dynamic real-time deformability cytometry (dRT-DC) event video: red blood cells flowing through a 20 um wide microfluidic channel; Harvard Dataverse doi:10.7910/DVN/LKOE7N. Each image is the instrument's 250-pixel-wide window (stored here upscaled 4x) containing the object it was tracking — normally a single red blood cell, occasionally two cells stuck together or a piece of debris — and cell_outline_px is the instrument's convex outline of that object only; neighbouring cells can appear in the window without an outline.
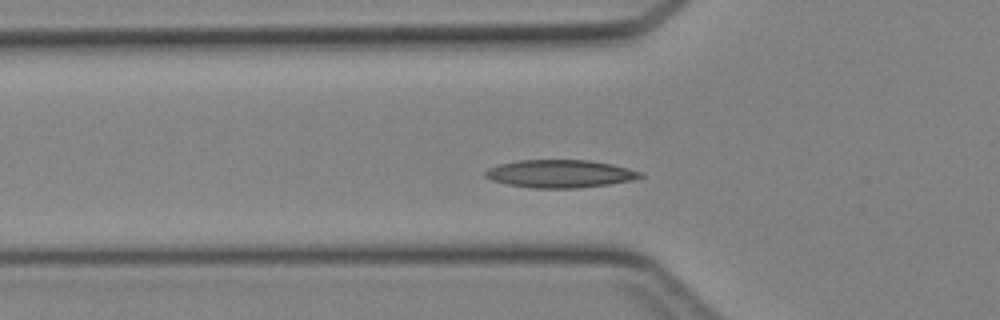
{"species": "Egyptian fruit bat (a non-hibernating species)", "species_latin": "Rousettus aegyptiacus", "temperature_condition": "cold", "stored_images_in_passage": 28, "camera_frame_rate_fps": 3000, "um_per_image_px": 0.085, "animal": {"sex": "female"}, "frame": {"image": 1, "passage_image": 9, "time_ms": 2.667, "image_size_px": [1000, 320], "cell_outline_px": [[632, 176], [616, 180], [592, 184], [524, 184], [548, 160], [564, 160], [600, 164], [616, 168]], "centroid_in_image_um": [48.88, 14.74], "position_along_channel_um": 76.9, "area_um2": 13.01}}
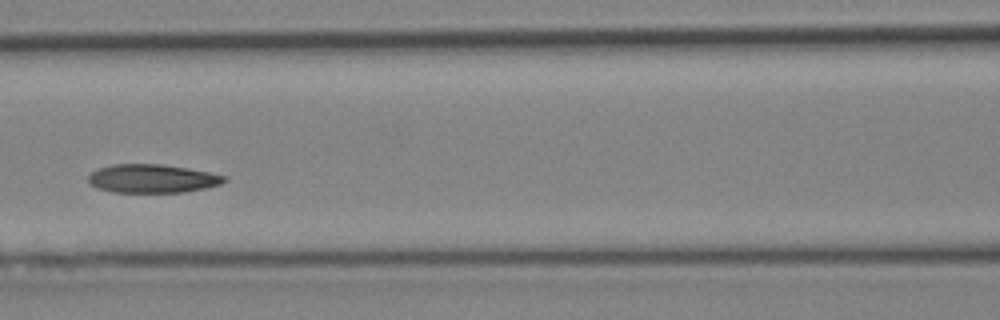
{"frame": {"image": 2, "passage_image": 14, "time_ms": 4.333, "image_size_px": [1000, 320], "cell_outline_px": [[220, 180], [212, 184], [188, 188], [116, 188], [112, 168], [172, 168], [196, 172], [216, 176]], "centroid_in_image_um": [13.63, 15.16], "position_along_channel_um": 153.0, "area_um2": 13.12}}
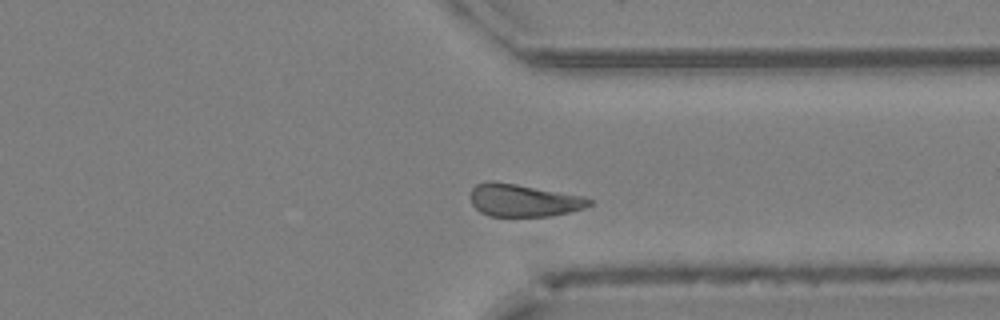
{"frame": {"image": 3, "passage_image": 28, "time_ms": 9.0, "image_size_px": [1000, 320], "cell_outline_px": [[572, 208], [560, 212], [528, 216], [500, 216], [492, 184], [504, 184], [524, 188], [540, 192], [552, 196]], "centroid_in_image_um": [44.65, 17.15], "position_along_channel_um": 366.7, "area_um2": 12.14}}